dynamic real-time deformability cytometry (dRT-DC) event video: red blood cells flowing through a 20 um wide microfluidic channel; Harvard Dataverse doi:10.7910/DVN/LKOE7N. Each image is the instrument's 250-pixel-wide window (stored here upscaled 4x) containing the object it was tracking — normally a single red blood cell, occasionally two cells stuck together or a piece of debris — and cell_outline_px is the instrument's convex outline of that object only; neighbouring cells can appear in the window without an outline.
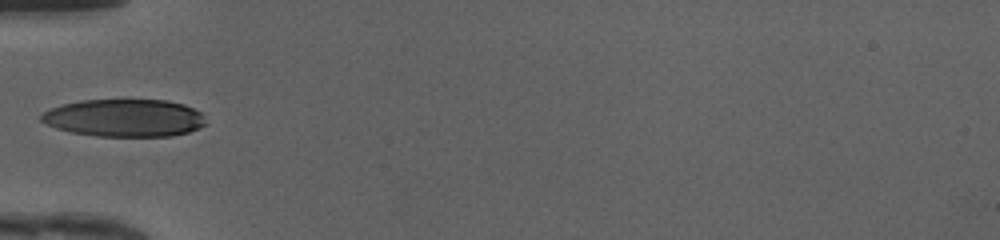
{"species": "human", "species_latin": "Homo sapiens", "temperature_condition": "cold", "stored_images_in_passage": 31, "camera_frame_rate_fps": 3000, "um_per_image_px": 0.085, "donor": {"sex": "female"}, "frame": {"image": 1, "passage_image": 1, "time_ms": 0.0, "image_size_px": [1000, 240], "cell_outline_px": [[208, 124], [200, 128], [188, 132], [172, 136], [96, 136], [72, 132], [56, 128], [40, 120], [40, 116], [44, 112], [52, 108], [64, 104], [80, 100], [168, 100], [184, 104], [200, 112]], "centroid_in_image_um": [10.61, 10.02], "position_along_channel_um": 74.4, "area_um2": 36.01}}
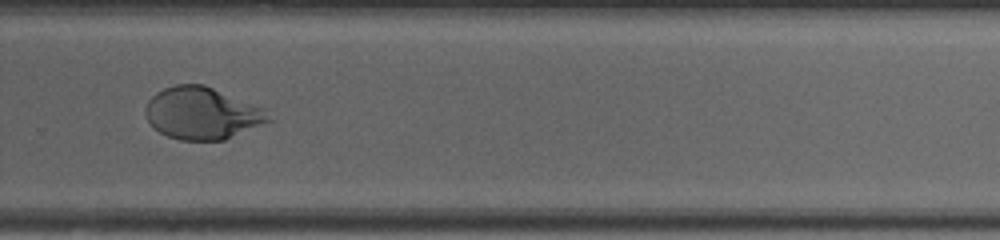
{"frame": {"image": 2, "passage_image": 18, "time_ms": 5.667, "image_size_px": [1000, 240], "cell_outline_px": [[272, 120], [224, 140], [180, 140], [168, 136], [152, 128], [148, 120], [148, 100], [156, 92], [164, 88], [176, 84], [204, 84], [268, 108]], "centroid_in_image_um": [17.24, 9.61], "position_along_channel_um": 312.6, "area_um2": 37.51}, "authors_computed_cell_mechanics": {"area_um2": 37.0498, "velocity_mm_per_s": 4.1959, "shape_relaxation_time_tau1_ms": 3.1713, "shape_relaxation_time_tau2_ms": null, "deformation_change_tau1": 0.171, "deformation_change_tau2": null}}